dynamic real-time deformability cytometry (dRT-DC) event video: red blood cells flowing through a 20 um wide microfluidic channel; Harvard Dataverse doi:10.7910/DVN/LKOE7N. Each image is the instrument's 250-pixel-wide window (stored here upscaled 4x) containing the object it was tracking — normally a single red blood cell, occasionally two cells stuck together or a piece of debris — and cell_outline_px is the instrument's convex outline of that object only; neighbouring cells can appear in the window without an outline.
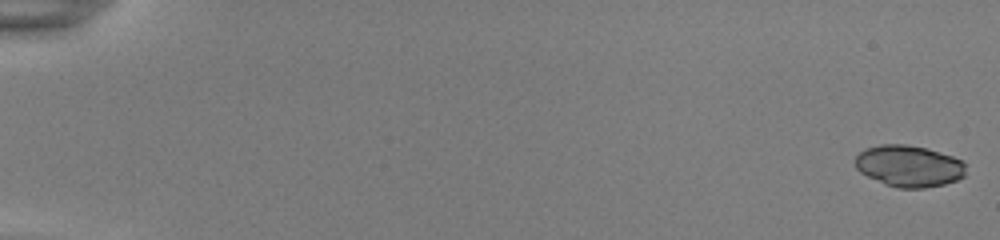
{"species": "common noctule bat (a hibernating species)", "species_latin": "Nyctalus noctula", "temperature_condition": "room temperature", "stored_images_in_passage": 54, "camera_frame_rate_fps": 3000, "um_per_image_px": 0.085, "animal": {"sex": "female", "body_mass_g": 22.0, "forearm_length_mm": 56.7}, "frame": {"image": 1, "passage_image": 1, "time_ms": 0.0, "image_size_px": [1000, 240], "cell_outline_px": [[964, 176], [956, 180], [944, 184], [924, 188], [896, 188], [884, 184], [860, 172], [856, 168], [856, 156], [864, 148], [880, 144], [904, 144], [924, 148], [952, 156], [960, 160], [964, 164]], "centroid_in_image_um": [77.22, 14.12], "position_along_channel_um": 7.8, "area_um2": 26.59}}
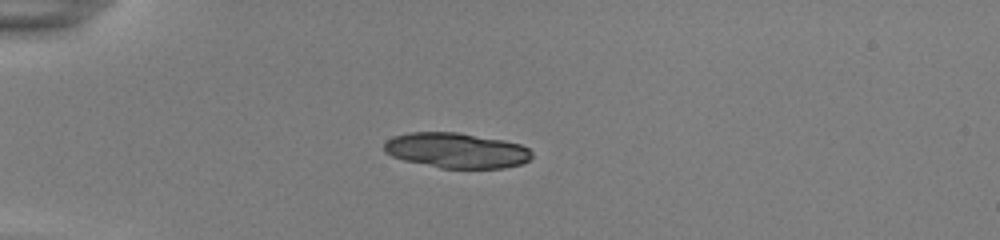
{"frame": {"image": 2, "passage_image": 16, "time_ms": 5.0, "image_size_px": [1000, 240], "cell_outline_px": [[532, 156], [528, 160], [520, 164], [504, 168], [440, 168], [404, 160], [392, 156], [384, 152], [384, 144], [392, 136], [408, 132], [456, 132], [504, 140], [520, 144], [528, 148], [532, 152]], "centroid_in_image_um": [38.78, 12.78], "position_along_channel_um": 46.2, "area_um2": 30.35}}